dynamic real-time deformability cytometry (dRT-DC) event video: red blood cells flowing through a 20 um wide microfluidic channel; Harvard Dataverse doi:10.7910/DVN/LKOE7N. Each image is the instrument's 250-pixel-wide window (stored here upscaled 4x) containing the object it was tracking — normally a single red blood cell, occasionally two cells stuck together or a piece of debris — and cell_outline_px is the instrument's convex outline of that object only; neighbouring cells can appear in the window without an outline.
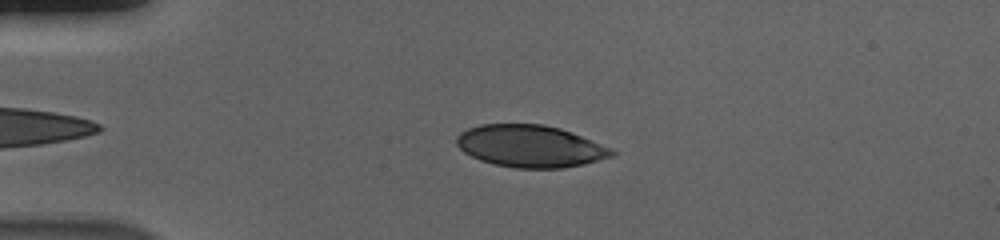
{"species": "human", "species_latin": "Homo sapiens", "temperature_condition": "cold", "stored_images_in_passage": 52, "camera_frame_rate_fps": 3000, "um_per_image_px": 0.085, "donor": {"sex": "male"}, "frame": {"image": 1, "passage_image": 10, "time_ms": 3.0, "image_size_px": [1000, 240], "cell_outline_px": [[616, 152], [612, 156], [584, 164], [564, 168], [516, 168], [496, 164], [480, 160], [464, 152], [456, 144], [456, 136], [460, 132], [468, 128], [480, 124], [544, 124], [560, 128], [612, 148]], "centroid_in_image_um": [45.05, 12.42], "position_along_channel_um": 39.9, "area_um2": 37.97}}
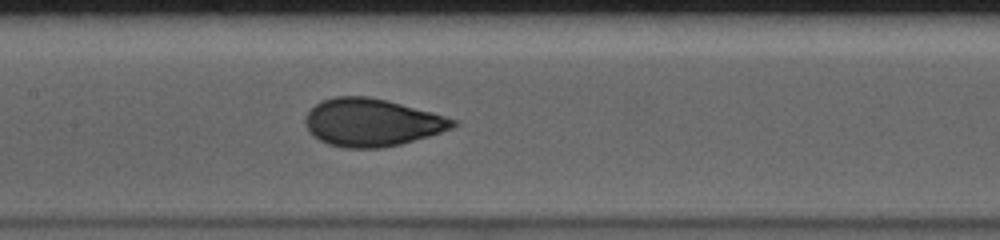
{"frame": {"image": 2, "passage_image": 24, "time_ms": 7.667, "image_size_px": [1000, 240], "cell_outline_px": [[460, 124], [452, 128], [428, 136], [400, 144], [380, 148], [344, 148], [328, 144], [312, 136], [308, 132], [304, 124], [304, 120], [308, 112], [320, 100], [336, 96], [368, 96], [388, 100], [432, 112], [460, 120]], "centroid_in_image_um": [31.6, 10.4], "position_along_channel_um": 175.8, "area_um2": 41.33}}
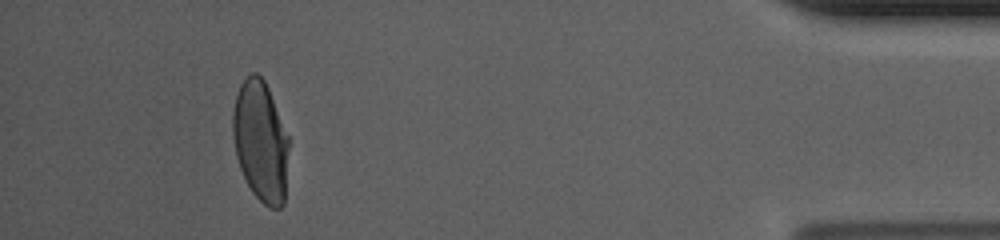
{"frame": {"image": 3, "passage_image": 48, "time_ms": 15.667, "image_size_px": [1000, 240], "cell_outline_px": [[288, 148], [284, 204], [280, 208], [268, 208], [252, 192], [240, 168], [236, 156], [232, 136], [232, 112], [236, 96], [240, 84], [252, 72], [256, 72], [264, 80], [268, 88], [288, 136]], "centroid_in_image_um": [22.13, 12.01], "position_along_channel_um": 413.1, "area_um2": 39.25}, "authors_computed_cell_mechanics": {"area_um2": 40.2577, "velocity_mm_per_s": 3.6867, "shape_relaxation_time_tau1_ms": 4.4907, "shape_relaxation_time_tau2_ms": null, "deformation_change_tau1": 0.1983, "deformation_change_tau2": null}}